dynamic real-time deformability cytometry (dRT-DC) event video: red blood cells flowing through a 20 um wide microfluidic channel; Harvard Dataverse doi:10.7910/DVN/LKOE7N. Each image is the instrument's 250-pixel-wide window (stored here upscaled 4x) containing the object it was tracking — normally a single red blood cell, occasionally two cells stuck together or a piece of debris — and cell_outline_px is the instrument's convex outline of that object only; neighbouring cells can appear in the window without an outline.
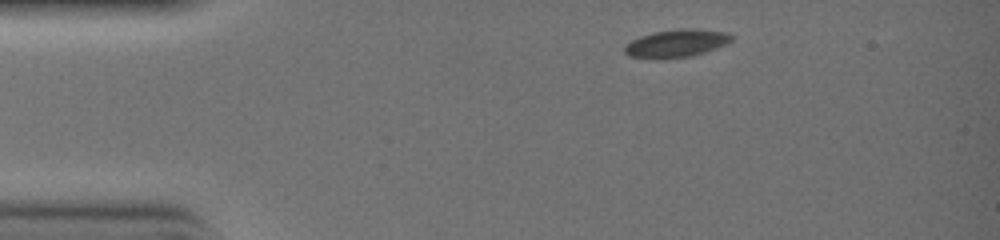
{"species": "common noctule bat (a hibernating species)", "species_latin": "Nyctalus noctula", "temperature_condition": "warm", "stored_images_in_passage": 4, "camera_frame_rate_fps": 3000, "um_per_image_px": 0.085, "animal": {"sex": "female", "body_mass_g": 19.0, "forearm_length_mm": 51.5}, "frame": {"image": 1, "passage_image": 1, "time_ms": 0.0, "image_size_px": [1000, 240], "cell_outline_px": [[732, 40], [728, 44], [692, 56], [668, 60], [656, 60], [628, 56], [624, 52], [624, 48], [632, 40], [640, 36], [652, 32], [676, 28], [696, 28], [728, 32], [732, 36]], "centroid_in_image_um": [57.49, 3.69], "position_along_channel_um": 27.5, "area_um2": 17.92}}